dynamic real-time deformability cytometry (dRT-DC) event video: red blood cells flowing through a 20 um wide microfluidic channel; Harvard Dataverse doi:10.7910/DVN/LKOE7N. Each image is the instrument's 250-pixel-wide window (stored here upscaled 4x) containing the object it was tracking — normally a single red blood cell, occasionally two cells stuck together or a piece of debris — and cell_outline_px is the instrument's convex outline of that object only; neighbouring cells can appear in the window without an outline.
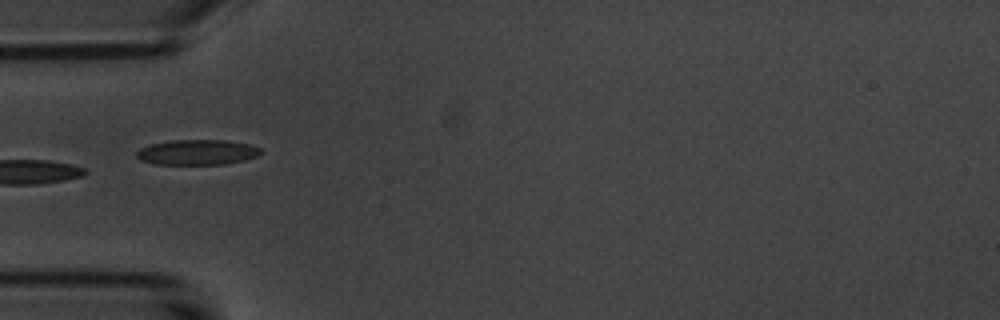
{"species": "common noctule bat (a hibernating species)", "species_latin": "Nyctalus noctula", "temperature_condition": "room temperature", "stored_images_in_passage": 13, "camera_frame_rate_fps": 3000, "um_per_image_px": 0.085, "animal": {"sex": "male", "body_mass_g": 20.1, "forearm_length_mm": 53.5}, "frame": {"image": 1, "passage_image": 3, "time_ms": 3.0, "image_size_px": [1000, 320], "cell_outline_px": [[264, 152], [256, 156], [244, 160], [228, 164], [152, 164], [140, 160], [136, 156], [136, 152], [140, 148], [152, 144], [172, 140], [228, 140], [248, 144], [260, 148]], "centroid_in_image_um": [16.77, 12.94], "position_along_channel_um": 68.2, "area_um2": 18.32}}
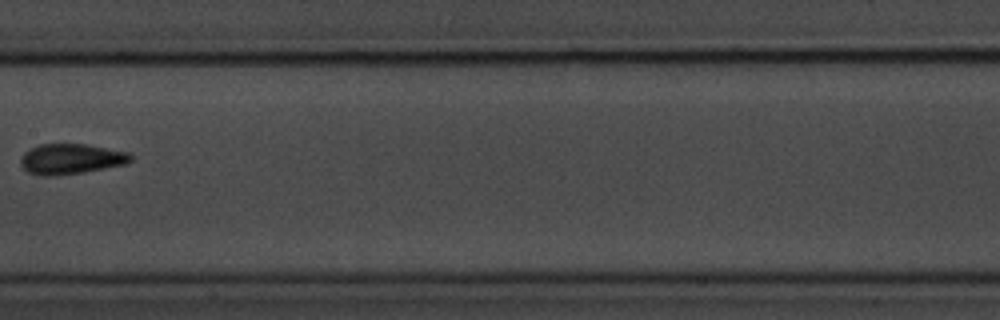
{"frame": {"image": 2, "passage_image": 6, "time_ms": 6.667, "image_size_px": [1000, 320], "cell_outline_px": [[132, 160], [128, 164], [84, 172], [52, 176], [40, 176], [28, 172], [20, 164], [20, 160], [24, 152], [40, 144], [84, 144], [132, 152]], "centroid_in_image_um": [6.07, 13.51], "position_along_channel_um": 201.3, "area_um2": 19.65}}
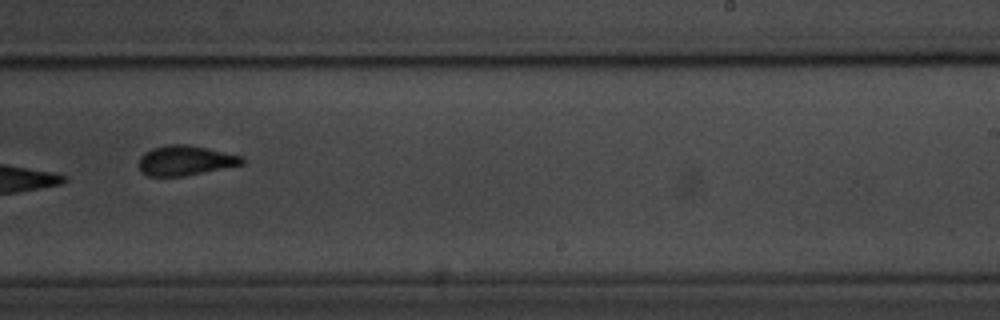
{"frame": {"image": 3, "passage_image": 8, "time_ms": 8.667, "image_size_px": [1000, 320], "cell_outline_px": [[244, 164], [184, 176], [148, 176], [140, 172], [140, 156], [144, 152], [152, 148], [168, 144], [188, 144], [244, 156]], "centroid_in_image_um": [15.75, 13.63], "position_along_channel_um": 273.2, "area_um2": 18.03}, "authors_computed_cell_mechanics": {"area_um2": 18.3226, "velocity_mm_per_s": 3.6099, "shape_relaxation_time_tau1_ms": 2.4562, "shape_relaxation_time_tau2_ms": 1.4136, "deformation_change_tau1": 0.1114, "deformation_change_tau2": 0.059}}